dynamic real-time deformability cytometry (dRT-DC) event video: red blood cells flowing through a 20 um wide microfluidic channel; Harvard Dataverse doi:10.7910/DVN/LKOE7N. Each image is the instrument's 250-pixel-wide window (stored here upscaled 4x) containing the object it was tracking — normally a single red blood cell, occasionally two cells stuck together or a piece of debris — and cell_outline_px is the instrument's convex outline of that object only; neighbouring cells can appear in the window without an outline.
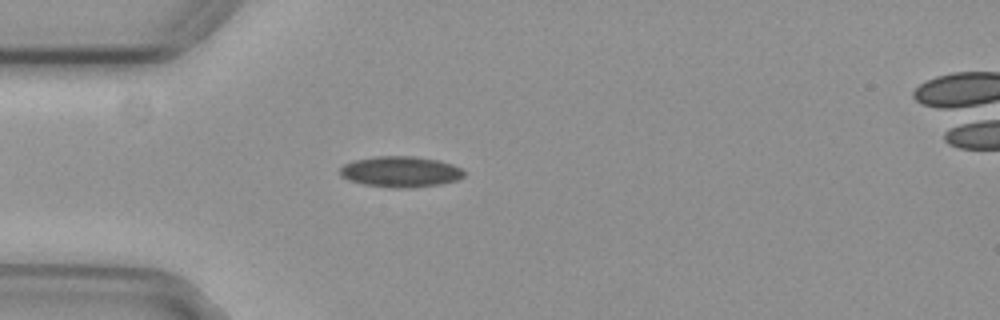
{"species": "common noctule bat (a hibernating species)", "species_latin": "Nyctalus noctula", "temperature_condition": "cold", "stored_images_in_passage": 50, "camera_frame_rate_fps": 3000, "um_per_image_px": 0.085, "animal": {"sex": "female", "body_mass_g": 29.2, "forearm_length_mm": 56.3}, "frame": {"image": 1, "passage_image": 10, "time_ms": 3.0, "image_size_px": [1000, 320], "cell_outline_px": [[464, 176], [456, 180], [440, 184], [412, 188], [392, 188], [364, 184], [348, 180], [340, 176], [340, 168], [344, 164], [356, 160], [376, 156], [412, 156], [436, 160], [452, 164], [460, 168], [464, 172]], "centroid_in_image_um": [34.02, 14.6], "position_along_channel_um": 51.0, "area_um2": 22.2}}
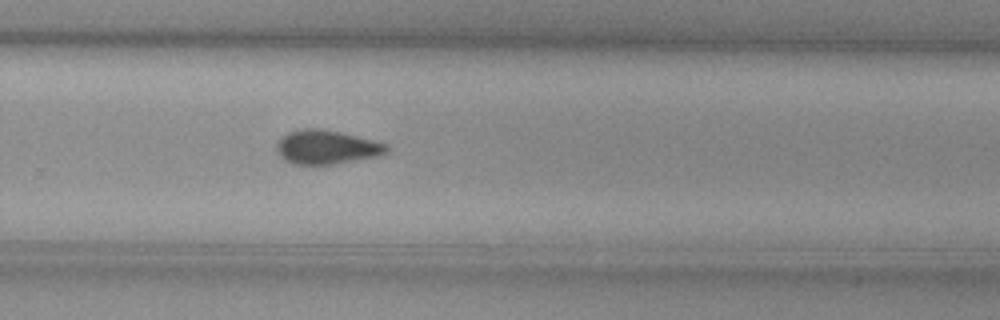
{"frame": {"image": 2, "passage_image": 31, "time_ms": 10.0, "image_size_px": [1000, 320], "cell_outline_px": [[388, 152], [380, 156], [336, 164], [312, 168], [292, 164], [284, 160], [280, 156], [276, 148], [276, 144], [288, 132], [300, 128], [320, 128], [340, 132], [388, 144]], "centroid_in_image_um": [27.73, 12.55], "position_along_channel_um": 302.1, "area_um2": 22.48}}
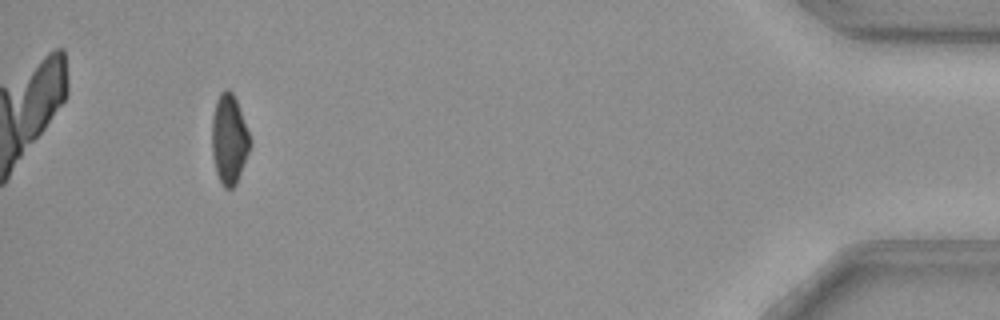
{"frame": {"image": 3, "passage_image": 46, "time_ms": 15.0, "image_size_px": [1000, 320], "cell_outline_px": [[252, 144], [236, 184], [232, 188], [224, 188], [216, 172], [212, 156], [212, 116], [216, 100], [220, 92], [224, 88], [228, 88], [232, 92], [236, 100], [248, 132]], "centroid_in_image_um": [19.46, 11.82], "position_along_channel_um": 415.7, "area_um2": 19.88}, "authors_computed_cell_mechanics": {"area_um2": 21.386, "velocity_mm_per_s": 3.7364, "shape_relaxation_time_tau1_ms": 5.8322, "shape_relaxation_time_tau2_ms": null, "deformation_change_tau1": 0.1336, "deformation_change_tau2": null}}